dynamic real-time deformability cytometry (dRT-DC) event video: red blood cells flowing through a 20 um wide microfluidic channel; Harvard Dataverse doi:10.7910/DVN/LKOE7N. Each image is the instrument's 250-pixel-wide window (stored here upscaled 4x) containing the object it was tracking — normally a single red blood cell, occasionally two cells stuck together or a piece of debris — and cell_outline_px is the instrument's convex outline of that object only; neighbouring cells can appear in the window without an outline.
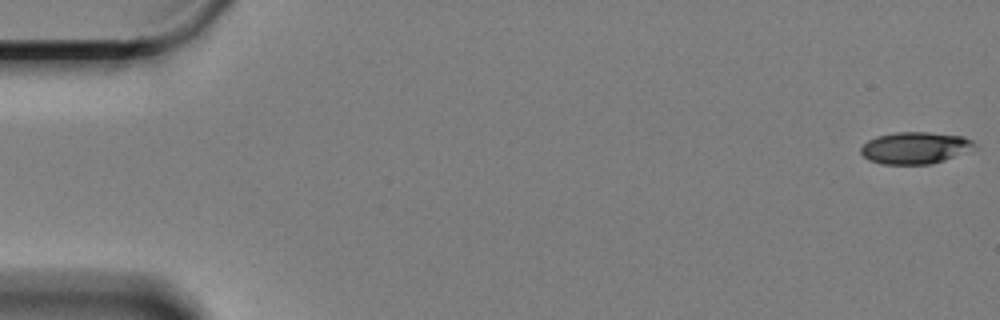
{"species": "Egyptian fruit bat (a non-hibernating species)", "species_latin": "Rousettus aegyptiacus", "temperature_condition": "cold", "stored_images_in_passage": 61, "camera_frame_rate_fps": 3000, "um_per_image_px": 0.085, "animal": {"sex": "female"}, "frame": {"image": 1, "passage_image": 1, "time_ms": 0.0, "image_size_px": [1000, 320], "cell_outline_px": [[980, 148], [932, 164], [880, 164], [868, 160], [860, 152], [860, 148], [868, 140], [876, 136], [896, 132], [928, 132], [964, 136], [972, 140]], "centroid_in_image_um": [77.83, 12.57], "position_along_channel_um": 7.2, "area_um2": 21.44}}
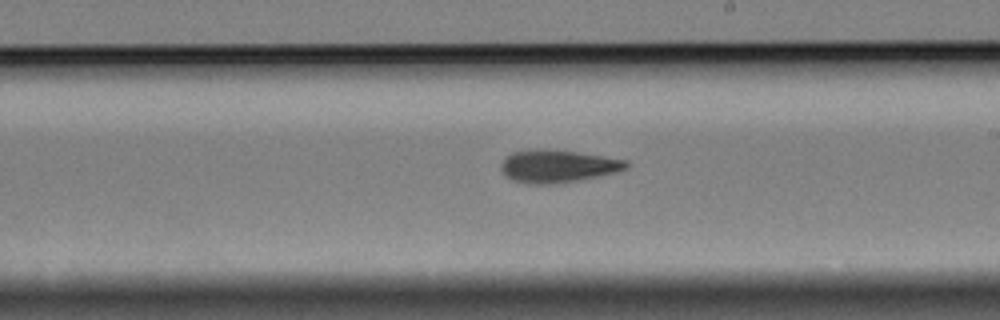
{"frame": {"image": 2, "passage_image": 35, "time_ms": 11.333, "image_size_px": [1000, 320], "cell_outline_px": [[628, 168], [580, 180], [552, 184], [528, 184], [512, 180], [504, 176], [500, 168], [504, 160], [512, 152], [540, 148], [544, 148], [576, 152], [628, 160]], "centroid_in_image_um": [47.36, 14.12], "position_along_channel_um": 241.6, "area_um2": 23.7}}
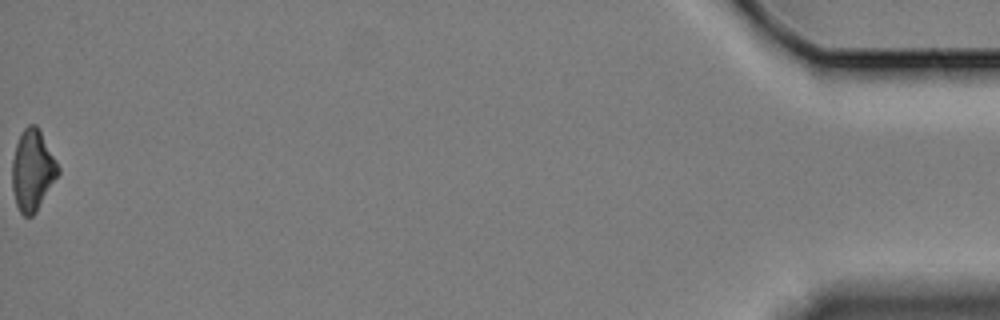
{"frame": {"image": 3, "passage_image": 61, "time_ms": 20.0, "image_size_px": [1000, 320], "cell_outline_px": [[60, 172], [36, 212], [32, 216], [24, 216], [20, 212], [16, 204], [12, 188], [12, 160], [16, 144], [24, 128], [28, 124], [36, 124], [56, 160], [60, 168]], "centroid_in_image_um": [2.76, 14.48], "position_along_channel_um": 432.4, "area_um2": 21.5}, "authors_computed_cell_mechanics": {"area_um2": 22.5998, "velocity_mm_per_s": 3.3118, "shape_relaxation_time_tau1_ms": 5.6693, "shape_relaxation_time_tau2_ms": 9.6528, "deformation_change_tau1": 0.1395, "deformation_change_tau2": 0.1982}}